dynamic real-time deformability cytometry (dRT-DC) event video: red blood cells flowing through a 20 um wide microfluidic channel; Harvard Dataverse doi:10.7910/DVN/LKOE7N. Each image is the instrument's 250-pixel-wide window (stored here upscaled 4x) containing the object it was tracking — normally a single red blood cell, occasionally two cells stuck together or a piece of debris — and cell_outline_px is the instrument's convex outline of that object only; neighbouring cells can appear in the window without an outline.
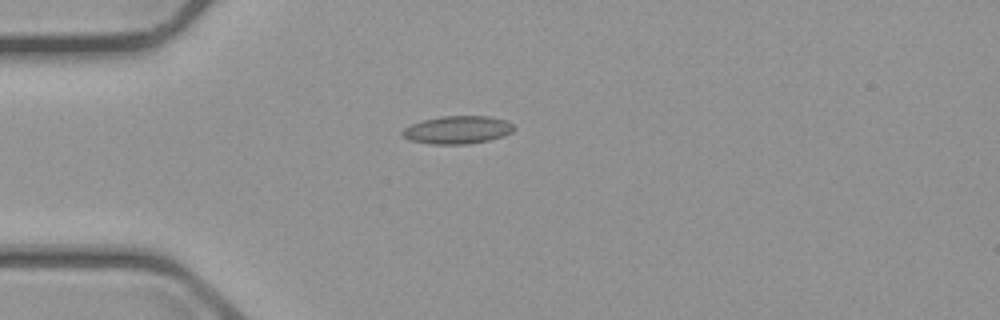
{"species": "common noctule bat (a hibernating species)", "species_latin": "Nyctalus noctula", "temperature_condition": "cold", "stored_images_in_passage": 7, "camera_frame_rate_fps": 3000, "um_per_image_px": 0.085, "animal": {"sex": "male", "body_mass_g": 23.1, "forearm_length_mm": 52.7}, "frame": {"image": 1, "passage_image": 2, "time_ms": 2.0, "image_size_px": [1000, 320], "cell_outline_px": [[512, 132], [504, 136], [488, 140], [468, 144], [432, 144], [408, 140], [400, 132], [404, 128], [412, 124], [424, 120], [440, 116], [488, 116], [508, 120], [512, 124]], "centroid_in_image_um": [38.88, 11.04], "position_along_channel_um": 46.1, "area_um2": 18.09}}
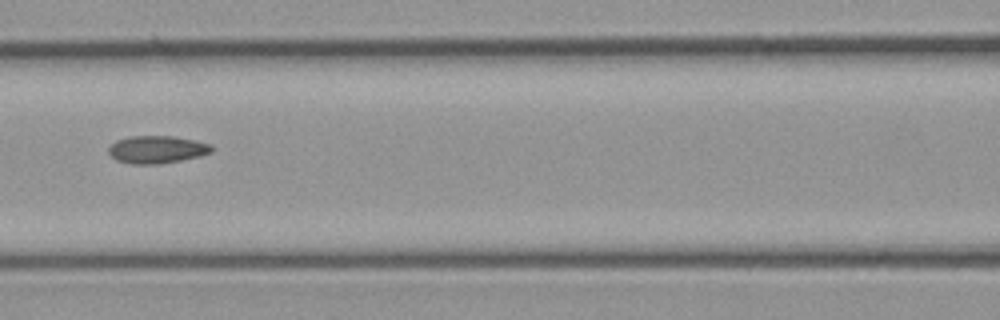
{"frame": {"image": 2, "passage_image": 5, "time_ms": 5.333, "image_size_px": [1000, 320], "cell_outline_px": [[212, 152], [200, 156], [160, 164], [132, 164], [116, 160], [108, 152], [108, 148], [116, 140], [132, 136], [172, 136], [192, 140], [208, 144], [212, 148]], "centroid_in_image_um": [13.3, 12.71], "position_along_channel_um": 153.3, "area_um2": 16.36}}
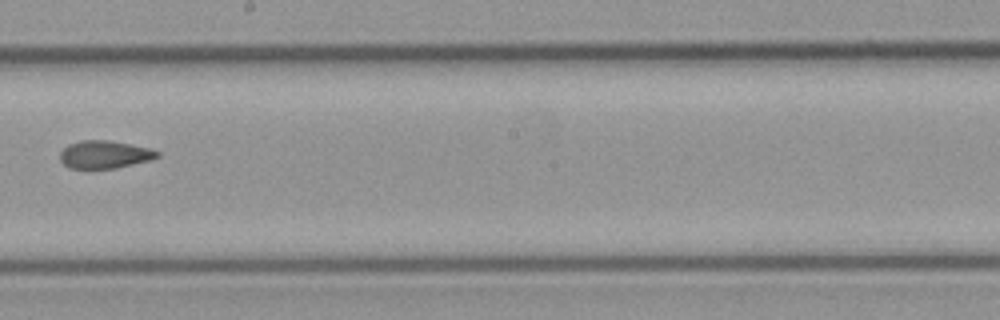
{"frame": {"image": 3, "passage_image": 7, "time_ms": 7.667, "image_size_px": [1000, 320], "cell_outline_px": [[160, 156], [152, 160], [116, 168], [68, 168], [60, 160], [60, 152], [68, 144], [80, 140], [112, 140], [152, 148], [160, 152]], "centroid_in_image_um": [8.93, 13.12], "position_along_channel_um": 239.3, "area_um2": 16.01}}